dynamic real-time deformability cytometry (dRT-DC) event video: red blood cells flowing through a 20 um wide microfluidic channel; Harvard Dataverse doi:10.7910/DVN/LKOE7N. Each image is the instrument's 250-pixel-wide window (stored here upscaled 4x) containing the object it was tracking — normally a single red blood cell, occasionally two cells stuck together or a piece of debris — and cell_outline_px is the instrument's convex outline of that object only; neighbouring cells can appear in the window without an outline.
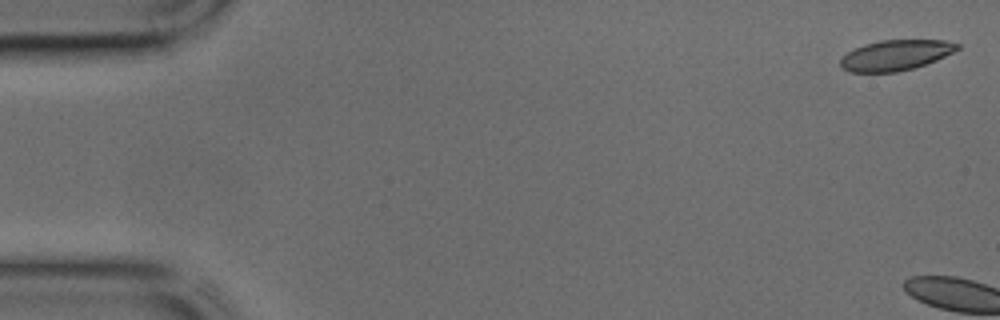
{"species": "common noctule bat (a hibernating species)", "species_latin": "Nyctalus noctula", "temperature_condition": "cold", "stored_images_in_passage": 3, "camera_frame_rate_fps": 3000, "um_per_image_px": 0.085, "animal": {"sex": "male", "body_mass_g": 17.9, "forearm_length_mm": 54.2}, "frame": {"image": 1, "passage_image": 1, "time_ms": 0.0, "image_size_px": [1000, 320], "cell_outline_px": [[960, 48], [936, 60], [912, 68], [896, 72], [848, 72], [840, 68], [840, 60], [848, 52], [864, 44], [880, 40], [944, 40], [960, 44]], "centroid_in_image_um": [76.1, 4.69], "position_along_channel_um": 8.9, "area_um2": 20.58}}